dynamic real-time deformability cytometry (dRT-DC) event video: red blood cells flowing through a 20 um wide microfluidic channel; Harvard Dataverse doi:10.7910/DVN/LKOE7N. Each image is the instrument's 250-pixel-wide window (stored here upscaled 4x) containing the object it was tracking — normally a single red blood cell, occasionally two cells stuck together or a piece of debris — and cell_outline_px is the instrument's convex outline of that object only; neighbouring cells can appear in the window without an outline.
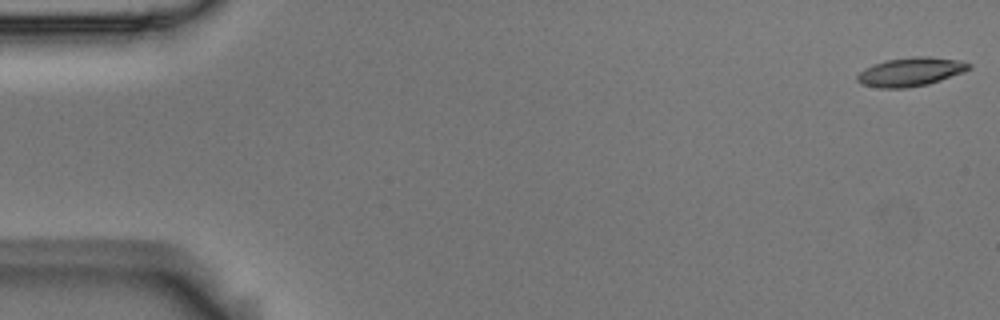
{"species": "Egyptian fruit bat (a non-hibernating species)", "species_latin": "Rousettus aegyptiacus", "temperature_condition": "room temperature", "stored_images_in_passage": 4, "camera_frame_rate_fps": 3000, "um_per_image_px": 0.085, "animal": {"sex": "male"}, "frame": {"image": 1, "passage_image": 1, "time_ms": 0.0, "image_size_px": [1000, 320], "cell_outline_px": [[972, 68], [964, 72], [928, 84], [904, 88], [880, 88], [860, 84], [856, 80], [856, 76], [864, 68], [872, 64], [884, 60], [912, 56], [928, 56], [960, 60], [972, 64]], "centroid_in_image_um": [77.39, 6.09], "position_along_channel_um": 7.6, "area_um2": 18.96}}